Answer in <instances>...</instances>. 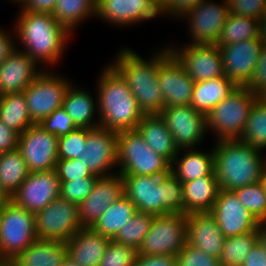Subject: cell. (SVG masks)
Listing matches in <instances>:
<instances>
[{
    "instance_id": "cell-1",
    "label": "cell",
    "mask_w": 266,
    "mask_h": 266,
    "mask_svg": "<svg viewBox=\"0 0 266 266\" xmlns=\"http://www.w3.org/2000/svg\"><path fill=\"white\" fill-rule=\"evenodd\" d=\"M106 67L97 83L100 127L117 133L135 130L145 114L124 77L112 65Z\"/></svg>"
},
{
    "instance_id": "cell-2",
    "label": "cell",
    "mask_w": 266,
    "mask_h": 266,
    "mask_svg": "<svg viewBox=\"0 0 266 266\" xmlns=\"http://www.w3.org/2000/svg\"><path fill=\"white\" fill-rule=\"evenodd\" d=\"M19 14L15 29L18 40L25 47L23 51L36 63L56 64L71 33L51 13L21 9Z\"/></svg>"
},
{
    "instance_id": "cell-3",
    "label": "cell",
    "mask_w": 266,
    "mask_h": 266,
    "mask_svg": "<svg viewBox=\"0 0 266 266\" xmlns=\"http://www.w3.org/2000/svg\"><path fill=\"white\" fill-rule=\"evenodd\" d=\"M213 154L220 189L233 191L260 181L266 163L260 149L238 139L217 140Z\"/></svg>"
},
{
    "instance_id": "cell-4",
    "label": "cell",
    "mask_w": 266,
    "mask_h": 266,
    "mask_svg": "<svg viewBox=\"0 0 266 266\" xmlns=\"http://www.w3.org/2000/svg\"><path fill=\"white\" fill-rule=\"evenodd\" d=\"M144 60L138 53L124 48L111 64L126 80L127 86L145 115L159 114L164 108V100L159 88L158 58L167 50Z\"/></svg>"
},
{
    "instance_id": "cell-5",
    "label": "cell",
    "mask_w": 266,
    "mask_h": 266,
    "mask_svg": "<svg viewBox=\"0 0 266 266\" xmlns=\"http://www.w3.org/2000/svg\"><path fill=\"white\" fill-rule=\"evenodd\" d=\"M117 165L120 175L164 176L171 172V163L151 149L136 129L118 133Z\"/></svg>"
},
{
    "instance_id": "cell-6",
    "label": "cell",
    "mask_w": 266,
    "mask_h": 266,
    "mask_svg": "<svg viewBox=\"0 0 266 266\" xmlns=\"http://www.w3.org/2000/svg\"><path fill=\"white\" fill-rule=\"evenodd\" d=\"M259 97L244 86H238L206 115V129L213 130L217 140L239 139Z\"/></svg>"
},
{
    "instance_id": "cell-7",
    "label": "cell",
    "mask_w": 266,
    "mask_h": 266,
    "mask_svg": "<svg viewBox=\"0 0 266 266\" xmlns=\"http://www.w3.org/2000/svg\"><path fill=\"white\" fill-rule=\"evenodd\" d=\"M36 239L35 214L17 206L13 201L3 204L0 258L15 259Z\"/></svg>"
},
{
    "instance_id": "cell-8",
    "label": "cell",
    "mask_w": 266,
    "mask_h": 266,
    "mask_svg": "<svg viewBox=\"0 0 266 266\" xmlns=\"http://www.w3.org/2000/svg\"><path fill=\"white\" fill-rule=\"evenodd\" d=\"M186 216L178 213L154 216L149 232L138 249V255L175 257L187 243Z\"/></svg>"
},
{
    "instance_id": "cell-9",
    "label": "cell",
    "mask_w": 266,
    "mask_h": 266,
    "mask_svg": "<svg viewBox=\"0 0 266 266\" xmlns=\"http://www.w3.org/2000/svg\"><path fill=\"white\" fill-rule=\"evenodd\" d=\"M37 239L67 242L81 227L79 207L58 197L35 214Z\"/></svg>"
},
{
    "instance_id": "cell-10",
    "label": "cell",
    "mask_w": 266,
    "mask_h": 266,
    "mask_svg": "<svg viewBox=\"0 0 266 266\" xmlns=\"http://www.w3.org/2000/svg\"><path fill=\"white\" fill-rule=\"evenodd\" d=\"M50 73L44 69L23 91L29 115L35 124L63 106L65 94L71 85L69 80Z\"/></svg>"
},
{
    "instance_id": "cell-11",
    "label": "cell",
    "mask_w": 266,
    "mask_h": 266,
    "mask_svg": "<svg viewBox=\"0 0 266 266\" xmlns=\"http://www.w3.org/2000/svg\"><path fill=\"white\" fill-rule=\"evenodd\" d=\"M18 150L30 173L51 171L58 161V137L33 124L19 135Z\"/></svg>"
},
{
    "instance_id": "cell-12",
    "label": "cell",
    "mask_w": 266,
    "mask_h": 266,
    "mask_svg": "<svg viewBox=\"0 0 266 266\" xmlns=\"http://www.w3.org/2000/svg\"><path fill=\"white\" fill-rule=\"evenodd\" d=\"M158 78L164 107L190 105L195 81L169 48L158 58Z\"/></svg>"
},
{
    "instance_id": "cell-13",
    "label": "cell",
    "mask_w": 266,
    "mask_h": 266,
    "mask_svg": "<svg viewBox=\"0 0 266 266\" xmlns=\"http://www.w3.org/2000/svg\"><path fill=\"white\" fill-rule=\"evenodd\" d=\"M118 133L103 127L87 128L86 146L77 159L98 177L113 175L117 166Z\"/></svg>"
},
{
    "instance_id": "cell-14",
    "label": "cell",
    "mask_w": 266,
    "mask_h": 266,
    "mask_svg": "<svg viewBox=\"0 0 266 266\" xmlns=\"http://www.w3.org/2000/svg\"><path fill=\"white\" fill-rule=\"evenodd\" d=\"M179 150L196 148L206 133V115L191 105L164 107L159 113Z\"/></svg>"
},
{
    "instance_id": "cell-15",
    "label": "cell",
    "mask_w": 266,
    "mask_h": 266,
    "mask_svg": "<svg viewBox=\"0 0 266 266\" xmlns=\"http://www.w3.org/2000/svg\"><path fill=\"white\" fill-rule=\"evenodd\" d=\"M169 50L195 82L225 76L222 57L215 44H187L183 49L172 46Z\"/></svg>"
},
{
    "instance_id": "cell-16",
    "label": "cell",
    "mask_w": 266,
    "mask_h": 266,
    "mask_svg": "<svg viewBox=\"0 0 266 266\" xmlns=\"http://www.w3.org/2000/svg\"><path fill=\"white\" fill-rule=\"evenodd\" d=\"M264 45L260 36L230 45H217L224 75L237 86H245L255 70Z\"/></svg>"
},
{
    "instance_id": "cell-17",
    "label": "cell",
    "mask_w": 266,
    "mask_h": 266,
    "mask_svg": "<svg viewBox=\"0 0 266 266\" xmlns=\"http://www.w3.org/2000/svg\"><path fill=\"white\" fill-rule=\"evenodd\" d=\"M223 4L203 0L183 16L188 18L190 34L193 39L189 44H216L220 32L230 15L227 0Z\"/></svg>"
},
{
    "instance_id": "cell-18",
    "label": "cell",
    "mask_w": 266,
    "mask_h": 266,
    "mask_svg": "<svg viewBox=\"0 0 266 266\" xmlns=\"http://www.w3.org/2000/svg\"><path fill=\"white\" fill-rule=\"evenodd\" d=\"M59 196L60 181L53 169L29 173L20 188L12 195L11 201L36 214Z\"/></svg>"
},
{
    "instance_id": "cell-19",
    "label": "cell",
    "mask_w": 266,
    "mask_h": 266,
    "mask_svg": "<svg viewBox=\"0 0 266 266\" xmlns=\"http://www.w3.org/2000/svg\"><path fill=\"white\" fill-rule=\"evenodd\" d=\"M210 213L225 238L253 232L260 226V222L243 207L233 191L220 189Z\"/></svg>"
},
{
    "instance_id": "cell-20",
    "label": "cell",
    "mask_w": 266,
    "mask_h": 266,
    "mask_svg": "<svg viewBox=\"0 0 266 266\" xmlns=\"http://www.w3.org/2000/svg\"><path fill=\"white\" fill-rule=\"evenodd\" d=\"M124 195L122 175L115 172L113 175L98 177L92 192L78 205L81 227H92Z\"/></svg>"
},
{
    "instance_id": "cell-21",
    "label": "cell",
    "mask_w": 266,
    "mask_h": 266,
    "mask_svg": "<svg viewBox=\"0 0 266 266\" xmlns=\"http://www.w3.org/2000/svg\"><path fill=\"white\" fill-rule=\"evenodd\" d=\"M160 14L153 0H96L95 16L112 25L136 24Z\"/></svg>"
},
{
    "instance_id": "cell-22",
    "label": "cell",
    "mask_w": 266,
    "mask_h": 266,
    "mask_svg": "<svg viewBox=\"0 0 266 266\" xmlns=\"http://www.w3.org/2000/svg\"><path fill=\"white\" fill-rule=\"evenodd\" d=\"M124 194L136 206L137 211L163 215L162 176L122 175Z\"/></svg>"
},
{
    "instance_id": "cell-23",
    "label": "cell",
    "mask_w": 266,
    "mask_h": 266,
    "mask_svg": "<svg viewBox=\"0 0 266 266\" xmlns=\"http://www.w3.org/2000/svg\"><path fill=\"white\" fill-rule=\"evenodd\" d=\"M24 51L15 49L0 65V96L23 92L42 71Z\"/></svg>"
},
{
    "instance_id": "cell-24",
    "label": "cell",
    "mask_w": 266,
    "mask_h": 266,
    "mask_svg": "<svg viewBox=\"0 0 266 266\" xmlns=\"http://www.w3.org/2000/svg\"><path fill=\"white\" fill-rule=\"evenodd\" d=\"M187 243L219 258L224 239L215 217L210 212L192 213L186 216Z\"/></svg>"
},
{
    "instance_id": "cell-25",
    "label": "cell",
    "mask_w": 266,
    "mask_h": 266,
    "mask_svg": "<svg viewBox=\"0 0 266 266\" xmlns=\"http://www.w3.org/2000/svg\"><path fill=\"white\" fill-rule=\"evenodd\" d=\"M109 242L91 227H83L65 242L67 256L81 266H98Z\"/></svg>"
},
{
    "instance_id": "cell-26",
    "label": "cell",
    "mask_w": 266,
    "mask_h": 266,
    "mask_svg": "<svg viewBox=\"0 0 266 266\" xmlns=\"http://www.w3.org/2000/svg\"><path fill=\"white\" fill-rule=\"evenodd\" d=\"M182 185L185 215L211 212L220 191L215 172Z\"/></svg>"
},
{
    "instance_id": "cell-27",
    "label": "cell",
    "mask_w": 266,
    "mask_h": 266,
    "mask_svg": "<svg viewBox=\"0 0 266 266\" xmlns=\"http://www.w3.org/2000/svg\"><path fill=\"white\" fill-rule=\"evenodd\" d=\"M136 130L151 149L165 157L170 163L173 162L180 150L159 114L145 115L137 124Z\"/></svg>"
},
{
    "instance_id": "cell-28",
    "label": "cell",
    "mask_w": 266,
    "mask_h": 266,
    "mask_svg": "<svg viewBox=\"0 0 266 266\" xmlns=\"http://www.w3.org/2000/svg\"><path fill=\"white\" fill-rule=\"evenodd\" d=\"M66 257L65 242L36 239L14 261L16 266H61Z\"/></svg>"
},
{
    "instance_id": "cell-29",
    "label": "cell",
    "mask_w": 266,
    "mask_h": 266,
    "mask_svg": "<svg viewBox=\"0 0 266 266\" xmlns=\"http://www.w3.org/2000/svg\"><path fill=\"white\" fill-rule=\"evenodd\" d=\"M185 154L179 157L176 155L171 163V173L181 182H189L203 176L211 175L214 172L213 149L208 152L198 151L195 148L183 149Z\"/></svg>"
},
{
    "instance_id": "cell-30",
    "label": "cell",
    "mask_w": 266,
    "mask_h": 266,
    "mask_svg": "<svg viewBox=\"0 0 266 266\" xmlns=\"http://www.w3.org/2000/svg\"><path fill=\"white\" fill-rule=\"evenodd\" d=\"M238 86L226 76L195 82L190 105L207 115L219 102Z\"/></svg>"
},
{
    "instance_id": "cell-31",
    "label": "cell",
    "mask_w": 266,
    "mask_h": 266,
    "mask_svg": "<svg viewBox=\"0 0 266 266\" xmlns=\"http://www.w3.org/2000/svg\"><path fill=\"white\" fill-rule=\"evenodd\" d=\"M71 84L63 100V108L71 117L77 128H96L100 127V121H94V114L98 107L91 94L86 90L76 89ZM94 121V122H93ZM96 122V123H95ZM98 122V123H97Z\"/></svg>"
},
{
    "instance_id": "cell-32",
    "label": "cell",
    "mask_w": 266,
    "mask_h": 266,
    "mask_svg": "<svg viewBox=\"0 0 266 266\" xmlns=\"http://www.w3.org/2000/svg\"><path fill=\"white\" fill-rule=\"evenodd\" d=\"M136 212V206L124 195L115 201L91 228L112 240L121 227L128 223Z\"/></svg>"
},
{
    "instance_id": "cell-33",
    "label": "cell",
    "mask_w": 266,
    "mask_h": 266,
    "mask_svg": "<svg viewBox=\"0 0 266 266\" xmlns=\"http://www.w3.org/2000/svg\"><path fill=\"white\" fill-rule=\"evenodd\" d=\"M0 121L19 135L35 124L29 115L23 92L0 96Z\"/></svg>"
},
{
    "instance_id": "cell-34",
    "label": "cell",
    "mask_w": 266,
    "mask_h": 266,
    "mask_svg": "<svg viewBox=\"0 0 266 266\" xmlns=\"http://www.w3.org/2000/svg\"><path fill=\"white\" fill-rule=\"evenodd\" d=\"M95 14L96 0H57L52 16L71 33L79 22Z\"/></svg>"
},
{
    "instance_id": "cell-35",
    "label": "cell",
    "mask_w": 266,
    "mask_h": 266,
    "mask_svg": "<svg viewBox=\"0 0 266 266\" xmlns=\"http://www.w3.org/2000/svg\"><path fill=\"white\" fill-rule=\"evenodd\" d=\"M29 173L22 154L18 149L0 153V181L11 197L20 188Z\"/></svg>"
},
{
    "instance_id": "cell-36",
    "label": "cell",
    "mask_w": 266,
    "mask_h": 266,
    "mask_svg": "<svg viewBox=\"0 0 266 266\" xmlns=\"http://www.w3.org/2000/svg\"><path fill=\"white\" fill-rule=\"evenodd\" d=\"M259 36V20L230 14L215 45H230Z\"/></svg>"
},
{
    "instance_id": "cell-37",
    "label": "cell",
    "mask_w": 266,
    "mask_h": 266,
    "mask_svg": "<svg viewBox=\"0 0 266 266\" xmlns=\"http://www.w3.org/2000/svg\"><path fill=\"white\" fill-rule=\"evenodd\" d=\"M258 230L226 237L219 259L220 266H242L249 251L256 245Z\"/></svg>"
},
{
    "instance_id": "cell-38",
    "label": "cell",
    "mask_w": 266,
    "mask_h": 266,
    "mask_svg": "<svg viewBox=\"0 0 266 266\" xmlns=\"http://www.w3.org/2000/svg\"><path fill=\"white\" fill-rule=\"evenodd\" d=\"M239 141L257 149L266 148V102L259 97L253 104Z\"/></svg>"
},
{
    "instance_id": "cell-39",
    "label": "cell",
    "mask_w": 266,
    "mask_h": 266,
    "mask_svg": "<svg viewBox=\"0 0 266 266\" xmlns=\"http://www.w3.org/2000/svg\"><path fill=\"white\" fill-rule=\"evenodd\" d=\"M153 214L137 211L112 239L115 243L132 247L138 251L144 237L149 232Z\"/></svg>"
},
{
    "instance_id": "cell-40",
    "label": "cell",
    "mask_w": 266,
    "mask_h": 266,
    "mask_svg": "<svg viewBox=\"0 0 266 266\" xmlns=\"http://www.w3.org/2000/svg\"><path fill=\"white\" fill-rule=\"evenodd\" d=\"M239 201L259 222L266 215V192L261 182L233 190Z\"/></svg>"
},
{
    "instance_id": "cell-41",
    "label": "cell",
    "mask_w": 266,
    "mask_h": 266,
    "mask_svg": "<svg viewBox=\"0 0 266 266\" xmlns=\"http://www.w3.org/2000/svg\"><path fill=\"white\" fill-rule=\"evenodd\" d=\"M163 214H184L183 185L170 172L162 176Z\"/></svg>"
},
{
    "instance_id": "cell-42",
    "label": "cell",
    "mask_w": 266,
    "mask_h": 266,
    "mask_svg": "<svg viewBox=\"0 0 266 266\" xmlns=\"http://www.w3.org/2000/svg\"><path fill=\"white\" fill-rule=\"evenodd\" d=\"M87 128H76L67 135L58 137V160L77 159L86 146Z\"/></svg>"
},
{
    "instance_id": "cell-43",
    "label": "cell",
    "mask_w": 266,
    "mask_h": 266,
    "mask_svg": "<svg viewBox=\"0 0 266 266\" xmlns=\"http://www.w3.org/2000/svg\"><path fill=\"white\" fill-rule=\"evenodd\" d=\"M138 251L110 240L98 266H135Z\"/></svg>"
},
{
    "instance_id": "cell-44",
    "label": "cell",
    "mask_w": 266,
    "mask_h": 266,
    "mask_svg": "<svg viewBox=\"0 0 266 266\" xmlns=\"http://www.w3.org/2000/svg\"><path fill=\"white\" fill-rule=\"evenodd\" d=\"M98 177L60 181V197L79 205L92 192Z\"/></svg>"
},
{
    "instance_id": "cell-45",
    "label": "cell",
    "mask_w": 266,
    "mask_h": 266,
    "mask_svg": "<svg viewBox=\"0 0 266 266\" xmlns=\"http://www.w3.org/2000/svg\"><path fill=\"white\" fill-rule=\"evenodd\" d=\"M39 125L45 131L57 137L67 135L77 128L63 107L56 109L51 115L44 118Z\"/></svg>"
},
{
    "instance_id": "cell-46",
    "label": "cell",
    "mask_w": 266,
    "mask_h": 266,
    "mask_svg": "<svg viewBox=\"0 0 266 266\" xmlns=\"http://www.w3.org/2000/svg\"><path fill=\"white\" fill-rule=\"evenodd\" d=\"M176 266H220L219 259L194 248L188 243L175 256Z\"/></svg>"
},
{
    "instance_id": "cell-47",
    "label": "cell",
    "mask_w": 266,
    "mask_h": 266,
    "mask_svg": "<svg viewBox=\"0 0 266 266\" xmlns=\"http://www.w3.org/2000/svg\"><path fill=\"white\" fill-rule=\"evenodd\" d=\"M55 171L59 181H73L87 177H98L91 173L88 167L84 166L78 159L58 160Z\"/></svg>"
},
{
    "instance_id": "cell-48",
    "label": "cell",
    "mask_w": 266,
    "mask_h": 266,
    "mask_svg": "<svg viewBox=\"0 0 266 266\" xmlns=\"http://www.w3.org/2000/svg\"><path fill=\"white\" fill-rule=\"evenodd\" d=\"M230 14L260 21L266 12V0H227Z\"/></svg>"
},
{
    "instance_id": "cell-49",
    "label": "cell",
    "mask_w": 266,
    "mask_h": 266,
    "mask_svg": "<svg viewBox=\"0 0 266 266\" xmlns=\"http://www.w3.org/2000/svg\"><path fill=\"white\" fill-rule=\"evenodd\" d=\"M244 87L259 96L266 91V45L263 46L255 70Z\"/></svg>"
},
{
    "instance_id": "cell-50",
    "label": "cell",
    "mask_w": 266,
    "mask_h": 266,
    "mask_svg": "<svg viewBox=\"0 0 266 266\" xmlns=\"http://www.w3.org/2000/svg\"><path fill=\"white\" fill-rule=\"evenodd\" d=\"M203 0H171L162 10L161 15H173L177 17H181L188 10L193 9Z\"/></svg>"
},
{
    "instance_id": "cell-51",
    "label": "cell",
    "mask_w": 266,
    "mask_h": 266,
    "mask_svg": "<svg viewBox=\"0 0 266 266\" xmlns=\"http://www.w3.org/2000/svg\"><path fill=\"white\" fill-rule=\"evenodd\" d=\"M19 134L0 121V153L18 149Z\"/></svg>"
},
{
    "instance_id": "cell-52",
    "label": "cell",
    "mask_w": 266,
    "mask_h": 266,
    "mask_svg": "<svg viewBox=\"0 0 266 266\" xmlns=\"http://www.w3.org/2000/svg\"><path fill=\"white\" fill-rule=\"evenodd\" d=\"M135 266H176V258L169 255H138Z\"/></svg>"
},
{
    "instance_id": "cell-53",
    "label": "cell",
    "mask_w": 266,
    "mask_h": 266,
    "mask_svg": "<svg viewBox=\"0 0 266 266\" xmlns=\"http://www.w3.org/2000/svg\"><path fill=\"white\" fill-rule=\"evenodd\" d=\"M57 0H20L22 10L41 13H53Z\"/></svg>"
},
{
    "instance_id": "cell-54",
    "label": "cell",
    "mask_w": 266,
    "mask_h": 266,
    "mask_svg": "<svg viewBox=\"0 0 266 266\" xmlns=\"http://www.w3.org/2000/svg\"><path fill=\"white\" fill-rule=\"evenodd\" d=\"M242 266H266V254L258 243L249 251Z\"/></svg>"
},
{
    "instance_id": "cell-55",
    "label": "cell",
    "mask_w": 266,
    "mask_h": 266,
    "mask_svg": "<svg viewBox=\"0 0 266 266\" xmlns=\"http://www.w3.org/2000/svg\"><path fill=\"white\" fill-rule=\"evenodd\" d=\"M12 42L10 35L0 29V65L10 56L17 47Z\"/></svg>"
},
{
    "instance_id": "cell-56",
    "label": "cell",
    "mask_w": 266,
    "mask_h": 266,
    "mask_svg": "<svg viewBox=\"0 0 266 266\" xmlns=\"http://www.w3.org/2000/svg\"><path fill=\"white\" fill-rule=\"evenodd\" d=\"M257 243L266 254V228L259 226Z\"/></svg>"
},
{
    "instance_id": "cell-57",
    "label": "cell",
    "mask_w": 266,
    "mask_h": 266,
    "mask_svg": "<svg viewBox=\"0 0 266 266\" xmlns=\"http://www.w3.org/2000/svg\"><path fill=\"white\" fill-rule=\"evenodd\" d=\"M260 25V37L266 45V12L262 15L259 21Z\"/></svg>"
},
{
    "instance_id": "cell-58",
    "label": "cell",
    "mask_w": 266,
    "mask_h": 266,
    "mask_svg": "<svg viewBox=\"0 0 266 266\" xmlns=\"http://www.w3.org/2000/svg\"><path fill=\"white\" fill-rule=\"evenodd\" d=\"M10 201H11V196L3 188L2 183L0 181V205H3Z\"/></svg>"
},
{
    "instance_id": "cell-59",
    "label": "cell",
    "mask_w": 266,
    "mask_h": 266,
    "mask_svg": "<svg viewBox=\"0 0 266 266\" xmlns=\"http://www.w3.org/2000/svg\"><path fill=\"white\" fill-rule=\"evenodd\" d=\"M171 0H153V3L159 8L161 11Z\"/></svg>"
},
{
    "instance_id": "cell-60",
    "label": "cell",
    "mask_w": 266,
    "mask_h": 266,
    "mask_svg": "<svg viewBox=\"0 0 266 266\" xmlns=\"http://www.w3.org/2000/svg\"><path fill=\"white\" fill-rule=\"evenodd\" d=\"M0 266H16L14 259L0 258Z\"/></svg>"
},
{
    "instance_id": "cell-61",
    "label": "cell",
    "mask_w": 266,
    "mask_h": 266,
    "mask_svg": "<svg viewBox=\"0 0 266 266\" xmlns=\"http://www.w3.org/2000/svg\"><path fill=\"white\" fill-rule=\"evenodd\" d=\"M61 266H81V265L75 263L69 256H67L62 262Z\"/></svg>"
},
{
    "instance_id": "cell-62",
    "label": "cell",
    "mask_w": 266,
    "mask_h": 266,
    "mask_svg": "<svg viewBox=\"0 0 266 266\" xmlns=\"http://www.w3.org/2000/svg\"><path fill=\"white\" fill-rule=\"evenodd\" d=\"M260 182L263 185L264 191L266 192V163L261 173Z\"/></svg>"
},
{
    "instance_id": "cell-63",
    "label": "cell",
    "mask_w": 266,
    "mask_h": 266,
    "mask_svg": "<svg viewBox=\"0 0 266 266\" xmlns=\"http://www.w3.org/2000/svg\"><path fill=\"white\" fill-rule=\"evenodd\" d=\"M260 226L266 228V215H265V217L261 220V222H260Z\"/></svg>"
},
{
    "instance_id": "cell-64",
    "label": "cell",
    "mask_w": 266,
    "mask_h": 266,
    "mask_svg": "<svg viewBox=\"0 0 266 266\" xmlns=\"http://www.w3.org/2000/svg\"><path fill=\"white\" fill-rule=\"evenodd\" d=\"M260 97L266 102V91L263 92Z\"/></svg>"
},
{
    "instance_id": "cell-65",
    "label": "cell",
    "mask_w": 266,
    "mask_h": 266,
    "mask_svg": "<svg viewBox=\"0 0 266 266\" xmlns=\"http://www.w3.org/2000/svg\"><path fill=\"white\" fill-rule=\"evenodd\" d=\"M1 219H2V205H0V227H1Z\"/></svg>"
}]
</instances>
